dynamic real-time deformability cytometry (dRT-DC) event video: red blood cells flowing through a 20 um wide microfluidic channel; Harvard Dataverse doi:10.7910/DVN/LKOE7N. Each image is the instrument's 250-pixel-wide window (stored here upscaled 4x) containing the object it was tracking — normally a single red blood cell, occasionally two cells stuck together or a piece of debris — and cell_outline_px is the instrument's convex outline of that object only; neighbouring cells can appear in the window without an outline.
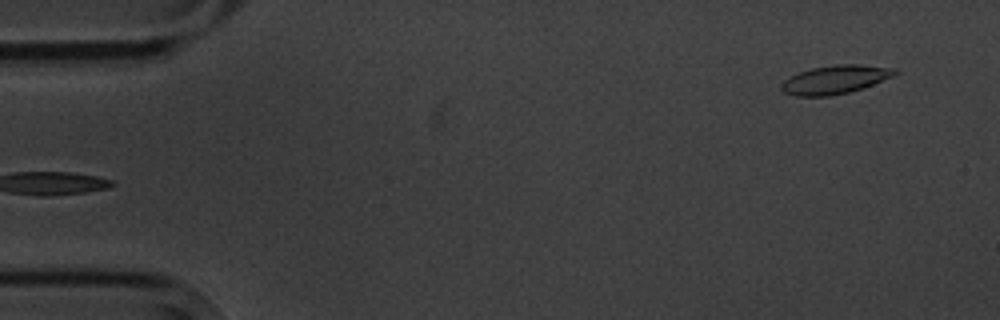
{"species": "common noctule bat (a hibernating species)", "species_latin": "Nyctalus noctula", "temperature_condition": "cold", "stored_images_in_passage": 4, "camera_frame_rate_fps": 3000, "um_per_image_px": 0.085, "animal": {"sex": "male", "body_mass_g": 20.1, "forearm_length_mm": 53.5}, "frame": {"image": 1, "passage_image": 1, "time_ms": 0.0, "image_size_px": [1000, 320], "cell_outline_px": [[900, 72], [892, 76], [872, 84], [848, 92], [828, 96], [796, 96], [784, 92], [780, 88], [780, 84], [784, 80], [800, 72], [812, 68], [836, 64], [856, 64], [896, 68]], "centroid_in_image_um": [70.97, 6.75], "position_along_channel_um": 14.0, "area_um2": 18.61}}
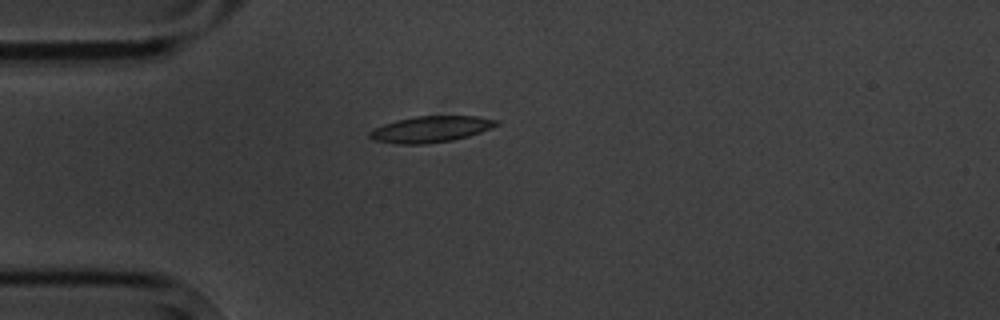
{"frame": {"image": 2, "passage_image": 4, "time_ms": 3.667, "image_size_px": [1000, 320], "cell_outline_px": [[500, 124], [492, 128], [468, 136], [452, 140], [424, 144], [396, 144], [372, 140], [368, 136], [368, 132], [384, 124], [396, 120], [416, 116], [476, 116], [500, 120]], "centroid_in_image_um": [36.62, 10.98], "position_along_channel_um": 48.4, "area_um2": 19.42}}